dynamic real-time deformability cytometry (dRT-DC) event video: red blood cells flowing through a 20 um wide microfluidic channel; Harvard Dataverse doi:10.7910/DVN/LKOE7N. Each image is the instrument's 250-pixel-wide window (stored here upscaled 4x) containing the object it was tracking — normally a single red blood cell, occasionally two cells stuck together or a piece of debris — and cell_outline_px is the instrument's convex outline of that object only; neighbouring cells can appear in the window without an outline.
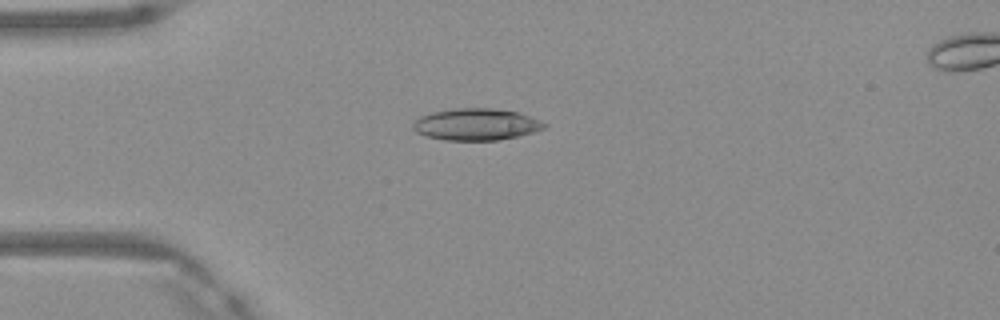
{"species": "Egyptian fruit bat (a non-hibernating species)", "species_latin": "Rousettus aegyptiacus", "temperature_condition": "warm", "stored_images_in_passage": 49, "camera_frame_rate_fps": 3000, "um_per_image_px": 0.085, "frame": {"image": 1, "passage_image": 13, "time_ms": 4.0, "image_size_px": [1000, 320], "cell_outline_px": [[548, 124], [544, 128], [532, 132], [500, 140], [444, 140], [428, 136], [416, 132], [412, 128], [412, 124], [420, 116], [432, 112], [456, 108], [492, 108], [516, 112], [540, 120]], "centroid_in_image_um": [40.45, 10.57], "position_along_channel_um": 44.5, "area_um2": 24.1}}
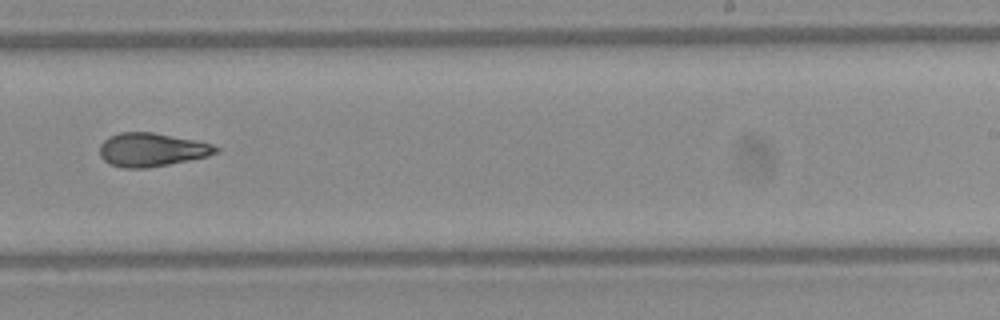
{"frame": {"image": 2, "passage_image": 31, "time_ms": 10.0, "image_size_px": [1000, 320], "cell_outline_px": [[220, 152], [208, 156], [148, 168], [124, 168], [108, 164], [100, 156], [100, 144], [108, 136], [120, 132], [152, 132], [212, 144], [220, 148]], "centroid_in_image_um": [12.87, 12.73], "position_along_channel_um": 276.1, "area_um2": 22.66}}
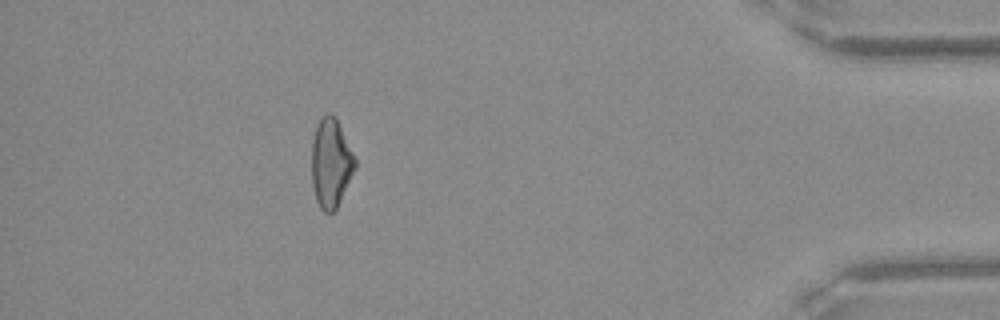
{"frame": {"image": 3, "passage_image": 44, "time_ms": 14.333, "image_size_px": [1000, 320], "cell_outline_px": [[356, 168], [336, 208], [332, 212], [324, 212], [320, 208], [316, 200], [312, 184], [312, 140], [316, 124], [320, 116], [328, 112], [332, 112], [336, 116], [356, 160]], "centroid_in_image_um": [28.11, 13.8], "position_along_channel_um": 407.1, "area_um2": 22.66}, "authors_computed_cell_mechanics": {"area_um2": 23.2934, "velocity_mm_per_s": 4.1861, "shape_relaxation_time_tau1_ms": null, "shape_relaxation_time_tau2_ms": 4.2455, "deformation_change_tau1": null, "deformation_change_tau2": 0.1297}}